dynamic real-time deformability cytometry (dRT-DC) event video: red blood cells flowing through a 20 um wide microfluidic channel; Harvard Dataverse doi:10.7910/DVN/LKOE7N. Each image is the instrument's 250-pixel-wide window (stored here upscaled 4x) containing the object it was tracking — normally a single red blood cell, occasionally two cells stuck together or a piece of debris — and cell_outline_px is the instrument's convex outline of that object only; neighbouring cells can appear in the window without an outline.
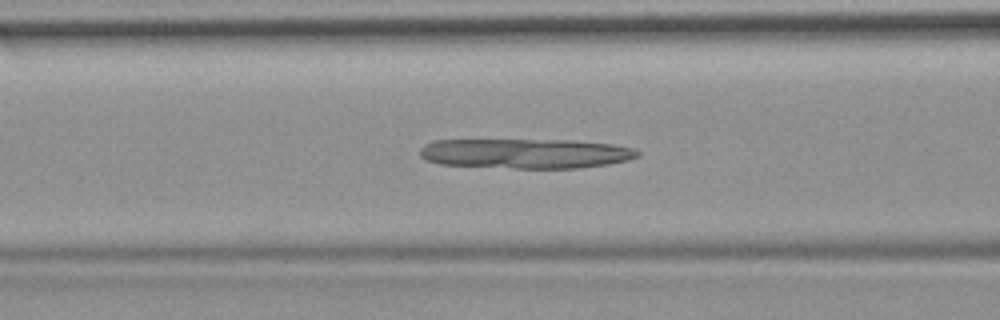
{"species": "common noctule bat (a hibernating species)", "species_latin": "Nyctalus noctula", "temperature_condition": "room temperature", "stored_images_in_passage": 53, "camera_frame_rate_fps": 3000, "um_per_image_px": 0.085, "animal": {"sex": "female", "body_mass_g": 19.9}, "frame": {"image": 1, "passage_image": 21, "time_ms": 6.667, "image_size_px": [1000, 320], "cell_outline_px": [[640, 156], [628, 160], [608, 164], [576, 168], [516, 168], [440, 164], [424, 160], [420, 156], [420, 148], [424, 144], [432, 140], [568, 140], [612, 144], [632, 148], [640, 152]], "centroid_in_image_um": [44.64, 13.04], "position_along_channel_um": 122.0, "area_um2": 37.86}}